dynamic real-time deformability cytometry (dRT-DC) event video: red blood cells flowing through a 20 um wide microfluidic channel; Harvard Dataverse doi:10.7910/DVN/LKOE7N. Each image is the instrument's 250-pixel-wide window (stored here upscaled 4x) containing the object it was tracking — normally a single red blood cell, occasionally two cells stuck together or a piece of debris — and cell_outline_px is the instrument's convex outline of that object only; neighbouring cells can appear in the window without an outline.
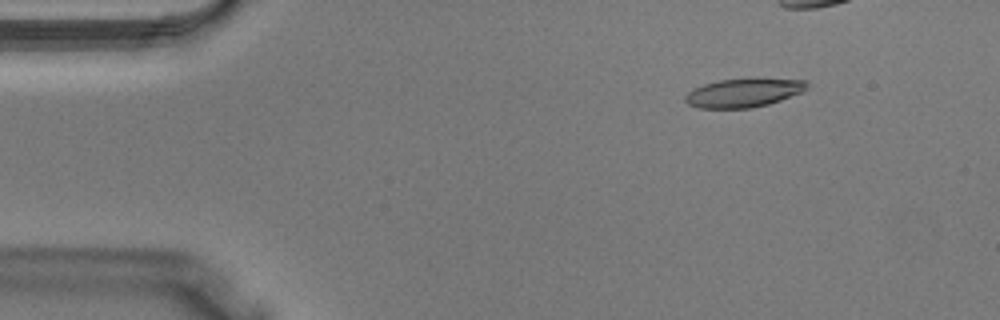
{"species": "Egyptian fruit bat (a non-hibernating species)", "species_latin": "Rousettus aegyptiacus", "temperature_condition": "warm", "stored_images_in_passage": 7, "camera_frame_rate_fps": 3000, "um_per_image_px": 0.085, "animal": {"sex": "male"}, "frame": {"image": 1, "passage_image": 2, "time_ms": 0.333, "image_size_px": [1000, 320], "cell_outline_px": [[808, 88], [804, 92], [768, 104], [752, 108], [700, 108], [688, 104], [684, 100], [684, 96], [688, 92], [704, 84], [720, 80], [808, 80]], "centroid_in_image_um": [63.2, 7.92], "position_along_channel_um": 21.8, "area_um2": 19.83}}